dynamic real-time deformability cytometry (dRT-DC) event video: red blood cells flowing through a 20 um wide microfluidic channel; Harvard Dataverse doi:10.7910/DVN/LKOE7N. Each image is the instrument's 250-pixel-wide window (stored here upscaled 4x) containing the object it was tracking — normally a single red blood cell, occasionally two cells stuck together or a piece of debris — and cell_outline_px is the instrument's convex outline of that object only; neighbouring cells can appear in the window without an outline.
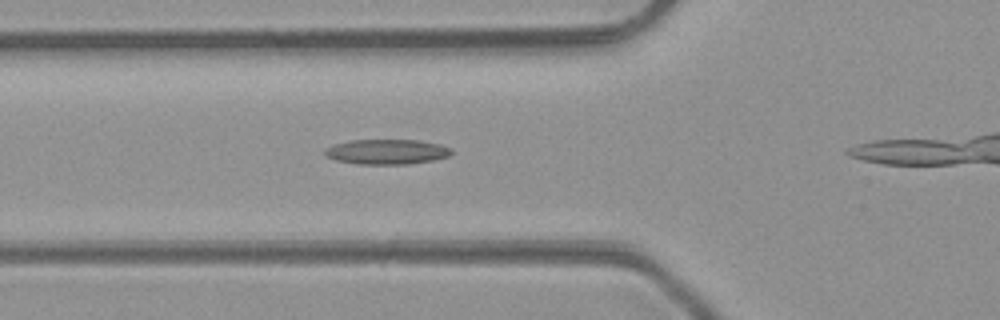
{"species": "common noctule bat (a hibernating species)", "species_latin": "Nyctalus noctula", "temperature_condition": "room temperature", "stored_images_in_passage": 11, "camera_frame_rate_fps": 3000, "um_per_image_px": 0.085, "animal": {"sex": "male", "body_mass_g": 23.1, "forearm_length_mm": 52.7}, "frame": {"image": 1, "passage_image": 7, "time_ms": 2.0, "image_size_px": [1000, 320], "cell_outline_px": [[452, 152], [448, 156], [432, 160], [408, 164], [356, 164], [336, 160], [324, 156], [324, 148], [336, 144], [352, 140], [416, 140], [440, 144], [452, 148]], "centroid_in_image_um": [32.85, 12.9], "position_along_channel_um": 92.9, "area_um2": 18.44}}
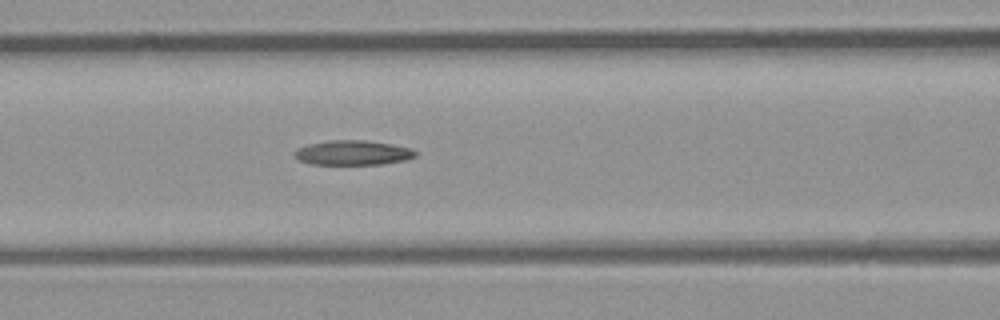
{"frame": {"image": 2, "passage_image": 10, "time_ms": 3.0, "image_size_px": [1000, 320], "cell_outline_px": [[416, 156], [408, 160], [380, 164], [308, 164], [296, 160], [292, 152], [296, 148], [308, 144], [332, 140], [364, 140], [392, 144], [412, 148], [416, 152]], "centroid_in_image_um": [29.95, 12.98], "position_along_channel_um": 136.6, "area_um2": 17.63}}